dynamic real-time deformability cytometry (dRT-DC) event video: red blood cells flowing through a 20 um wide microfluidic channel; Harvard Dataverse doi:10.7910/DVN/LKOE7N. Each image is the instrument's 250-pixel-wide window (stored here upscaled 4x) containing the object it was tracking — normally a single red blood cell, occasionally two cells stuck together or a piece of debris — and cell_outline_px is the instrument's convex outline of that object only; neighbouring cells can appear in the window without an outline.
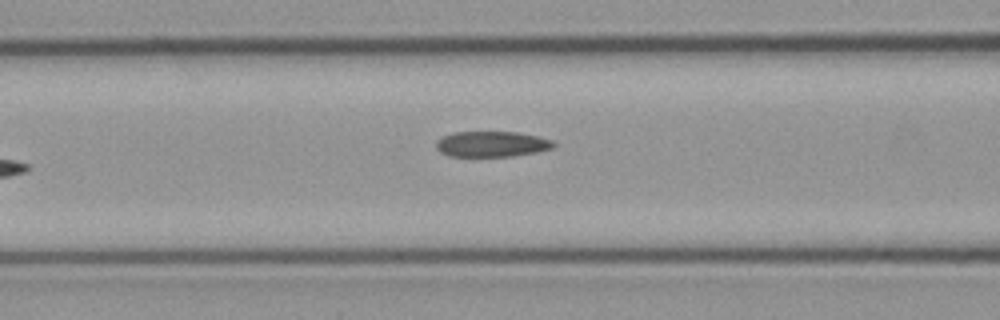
{"species": "common noctule bat (a hibernating species)", "species_latin": "Nyctalus noctula", "temperature_condition": "cold", "stored_images_in_passage": 6, "camera_frame_rate_fps": 3000, "um_per_image_px": 0.085, "animal": {"sex": "male", "body_mass_g": 23.1, "forearm_length_mm": 52.7}, "frame": {"image": 1, "passage_image": 6, "time_ms": 1.667, "image_size_px": [1000, 320], "cell_outline_px": [[556, 144], [552, 148], [536, 152], [512, 156], [448, 156], [440, 152], [436, 148], [436, 140], [452, 132], [516, 132], [536, 136], [552, 140]], "centroid_in_image_um": [41.77, 12.24], "position_along_channel_um": 124.8, "area_um2": 17.46}}